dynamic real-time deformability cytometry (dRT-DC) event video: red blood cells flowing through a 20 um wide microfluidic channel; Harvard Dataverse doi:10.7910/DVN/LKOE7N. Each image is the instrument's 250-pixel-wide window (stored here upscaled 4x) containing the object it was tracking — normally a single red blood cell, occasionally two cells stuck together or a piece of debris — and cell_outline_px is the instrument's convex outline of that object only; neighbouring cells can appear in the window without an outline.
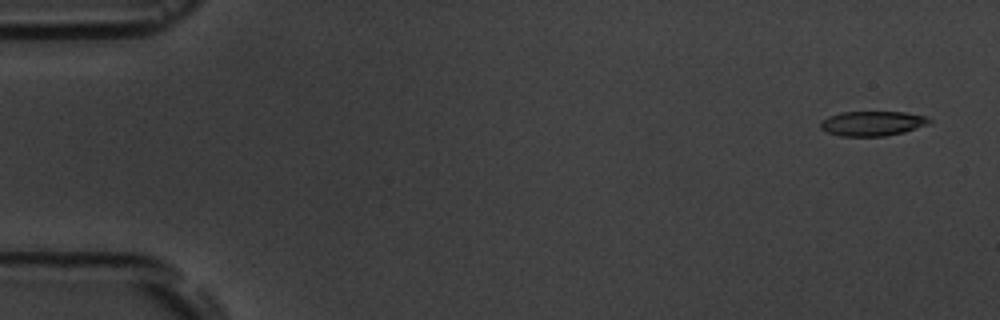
{"species": "common noctule bat (a hibernating species)", "species_latin": "Nyctalus noctula", "temperature_condition": "room temperature", "stored_images_in_passage": 5, "camera_frame_rate_fps": 3000, "um_per_image_px": 0.085, "animal": {"sex": "male", "body_mass_g": 19.5, "forearm_length_mm": 54.6}, "frame": {"image": 1, "passage_image": 1, "time_ms": 0.0, "image_size_px": [1000, 320], "cell_outline_px": [[932, 120], [928, 124], [904, 132], [884, 136], [840, 136], [828, 132], [820, 128], [820, 120], [828, 116], [840, 112], [904, 112], [928, 116]], "centroid_in_image_um": [74.14, 10.48], "position_along_channel_um": 10.9, "area_um2": 15.78}}